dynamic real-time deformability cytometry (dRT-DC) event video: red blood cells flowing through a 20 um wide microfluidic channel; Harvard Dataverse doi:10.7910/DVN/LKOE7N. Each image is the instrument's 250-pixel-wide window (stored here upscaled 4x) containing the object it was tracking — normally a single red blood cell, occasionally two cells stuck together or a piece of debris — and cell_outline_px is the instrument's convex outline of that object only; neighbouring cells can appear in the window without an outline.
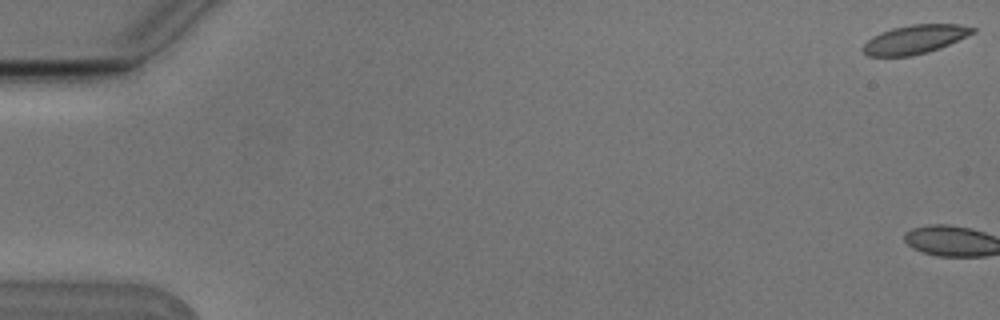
{"species": "Egyptian fruit bat (a non-hibernating species)", "species_latin": "Rousettus aegyptiacus", "temperature_condition": "cold", "stored_images_in_passage": 6, "camera_frame_rate_fps": 3000, "um_per_image_px": 0.085, "animal": {"sex": "male"}, "frame": {"image": 1, "passage_image": 1, "time_ms": 0.0, "image_size_px": [1000, 320], "cell_outline_px": [[976, 32], [940, 48], [928, 52], [912, 56], [868, 56], [860, 48], [872, 36], [880, 32], [892, 28], [912, 24], [960, 24], [976, 28]], "centroid_in_image_um": [77.76, 3.34], "position_along_channel_um": 7.2, "area_um2": 18.5}}